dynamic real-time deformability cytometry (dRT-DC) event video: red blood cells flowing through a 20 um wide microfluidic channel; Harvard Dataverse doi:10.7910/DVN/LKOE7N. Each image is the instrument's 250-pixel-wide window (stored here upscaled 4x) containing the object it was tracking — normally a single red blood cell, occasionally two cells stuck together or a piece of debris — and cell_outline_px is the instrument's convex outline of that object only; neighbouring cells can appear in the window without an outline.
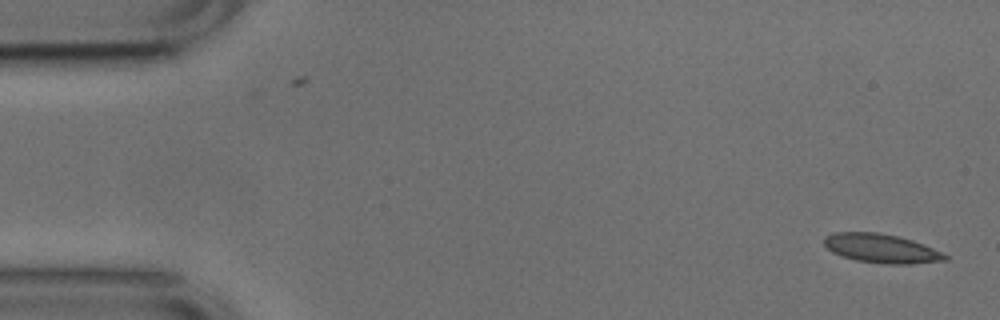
{"species": "common noctule bat (a hibernating species)", "species_latin": "Nyctalus noctula", "temperature_condition": "cold", "stored_images_in_passage": 52, "camera_frame_rate_fps": 3000, "um_per_image_px": 0.085, "animal": {"sex": "male", "body_mass_g": 17.9, "forearm_length_mm": 54.2}, "frame": {"image": 1, "passage_image": 1, "time_ms": 0.0, "image_size_px": [1000, 320], "cell_outline_px": [[948, 260], [912, 264], [888, 264], [856, 260], [832, 252], [824, 244], [824, 236], [836, 232], [876, 232], [900, 236], [924, 244], [948, 256]], "centroid_in_image_um": [74.92, 21.11], "position_along_channel_um": 10.1, "area_um2": 20.35}}
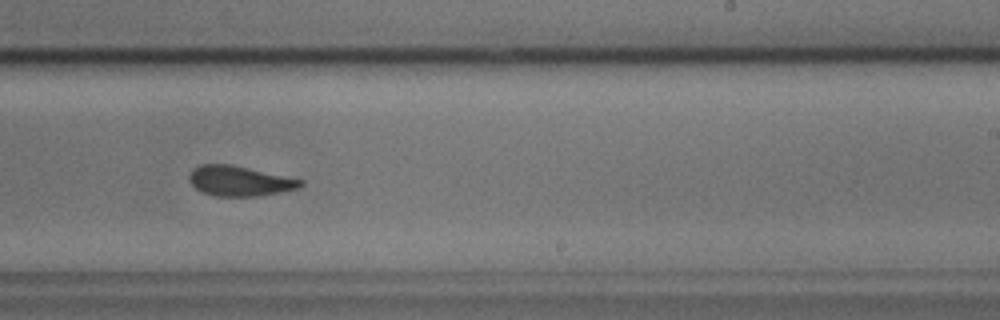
{"frame": {"image": 2, "passage_image": 31, "time_ms": 10.0, "image_size_px": [1000, 320], "cell_outline_px": [[304, 184], [296, 188], [280, 192], [260, 196], [216, 196], [200, 192], [188, 180], [188, 176], [192, 168], [200, 164], [232, 164], [304, 180]], "centroid_in_image_um": [20.32, 15.37], "position_along_channel_um": 268.7, "area_um2": 19.65}}
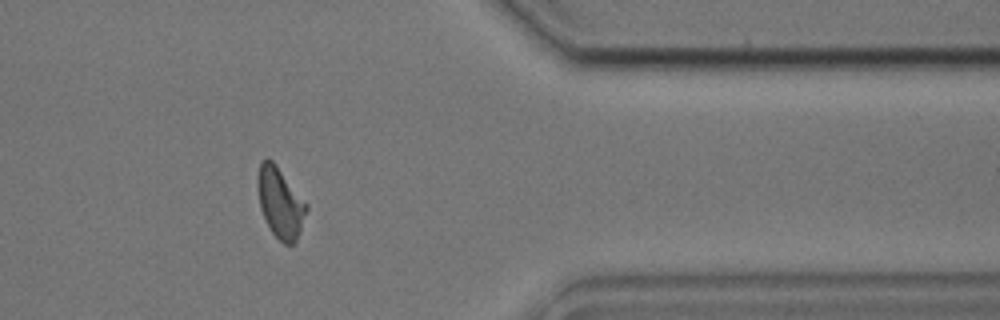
{"frame": {"image": 3, "passage_image": 42, "time_ms": 13.667, "image_size_px": [1000, 320], "cell_outline_px": [[308, 208], [296, 240], [292, 244], [284, 244], [272, 232], [260, 208], [256, 184], [256, 176], [260, 160], [268, 156], [276, 164], [308, 204]], "centroid_in_image_um": [23.79, 17.15], "position_along_channel_um": 387.6, "area_um2": 20.11}, "authors_computed_cell_mechanics": {"area_um2": 20.3456, "velocity_mm_per_s": 3.7589, "shape_relaxation_time_tau1_ms": 7.2484, "shape_relaxation_time_tau2_ms": 1.4725, "deformation_change_tau1": 0.1516, "deformation_change_tau2": 0.068}}